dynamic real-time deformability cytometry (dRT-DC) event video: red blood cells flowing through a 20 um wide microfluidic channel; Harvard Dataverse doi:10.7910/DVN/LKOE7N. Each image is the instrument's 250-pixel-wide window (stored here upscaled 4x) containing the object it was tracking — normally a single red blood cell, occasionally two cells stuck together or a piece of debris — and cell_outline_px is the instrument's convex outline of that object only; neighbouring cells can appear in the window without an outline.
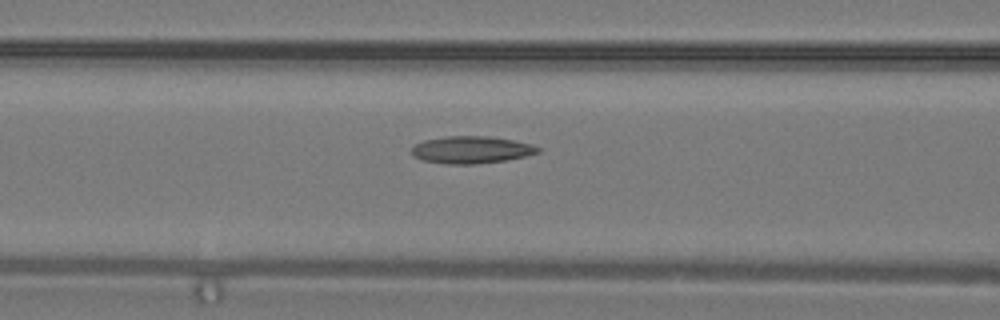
{"species": "common noctule bat (a hibernating species)", "species_latin": "Nyctalus noctula", "temperature_condition": "warm", "stored_images_in_passage": 31, "camera_frame_rate_fps": 3000, "um_per_image_px": 0.085, "animal": {"sex": "male", "body_mass_g": 19.2, "forearm_length_mm": 51.8}, "frame": {"image": 1, "passage_image": 16, "time_ms": 5.0, "image_size_px": [1000, 320], "cell_outline_px": [[540, 152], [524, 156], [504, 160], [476, 164], [444, 164], [424, 160], [416, 156], [412, 152], [412, 148], [416, 144], [424, 140], [448, 136], [488, 136], [512, 140], [532, 144], [540, 148]], "centroid_in_image_um": [40.08, 12.73], "position_along_channel_um": 126.5, "area_um2": 19.77}}
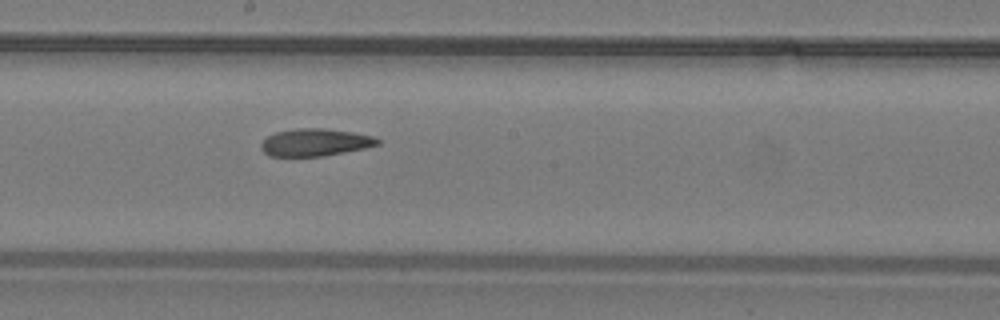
{"frame": {"image": 2, "passage_image": 21, "time_ms": 6.667, "image_size_px": [1000, 320], "cell_outline_px": [[380, 144], [364, 148], [344, 152], [320, 156], [268, 156], [260, 148], [260, 144], [268, 136], [276, 132], [296, 128], [324, 128], [352, 132], [372, 136], [380, 140]], "centroid_in_image_um": [26.76, 12.1], "position_along_channel_um": 221.4, "area_um2": 18.5}}
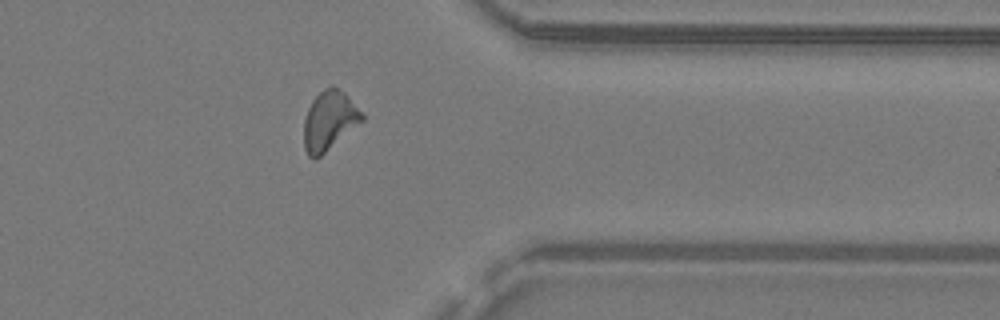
{"frame": {"image": 3, "passage_image": 30, "time_ms": 9.667, "image_size_px": [1000, 320], "cell_outline_px": [[364, 120], [316, 160], [312, 160], [308, 156], [304, 148], [304, 120], [308, 108], [312, 100], [324, 88], [332, 84], [344, 92], [348, 96], [364, 116]], "centroid_in_image_um": [27.97, 10.27], "position_along_channel_um": 383.4, "area_um2": 20.11}}